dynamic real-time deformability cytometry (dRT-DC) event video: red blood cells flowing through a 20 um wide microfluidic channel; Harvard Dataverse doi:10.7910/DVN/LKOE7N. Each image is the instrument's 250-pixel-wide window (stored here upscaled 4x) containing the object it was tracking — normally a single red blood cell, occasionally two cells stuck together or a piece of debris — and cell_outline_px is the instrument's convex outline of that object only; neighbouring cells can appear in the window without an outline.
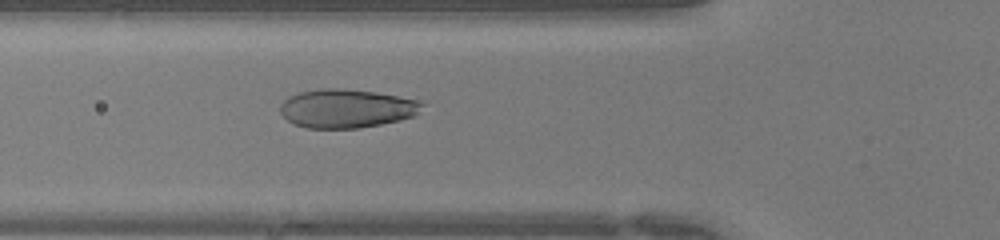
{"species": "human", "species_latin": "Homo sapiens", "temperature_condition": "warm", "stored_images_in_passage": 40, "camera_frame_rate_fps": 3000, "um_per_image_px": 0.085, "donor": {"sex": "female"}, "frame": {"image": 1, "passage_image": 15, "time_ms": 4.667, "image_size_px": [1000, 240], "cell_outline_px": [[424, 104], [416, 116], [400, 120], [360, 128], [308, 128], [292, 124], [280, 112], [280, 104], [288, 96], [300, 92], [320, 88], [340, 88], [376, 92], [420, 100]], "centroid_in_image_um": [29.46, 9.22], "position_along_channel_um": 96.3, "area_um2": 32.19}}
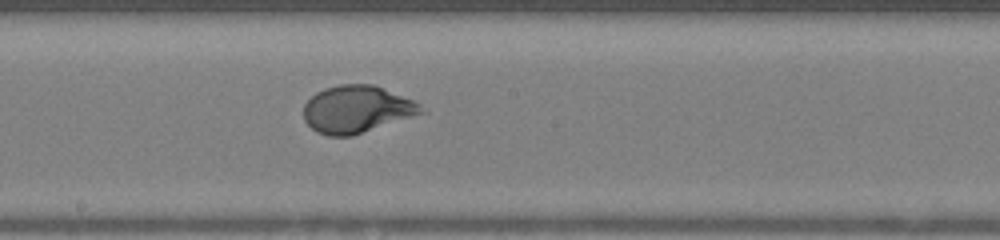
{"frame": {"image": 2, "passage_image": 23, "time_ms": 7.333, "image_size_px": [1000, 240], "cell_outline_px": [[428, 112], [352, 136], [328, 136], [316, 132], [304, 120], [304, 104], [316, 92], [324, 88], [340, 84], [372, 84], [412, 100], [420, 104]], "centroid_in_image_um": [30.33, 9.3], "position_along_channel_um": 217.9, "area_um2": 32.43}}
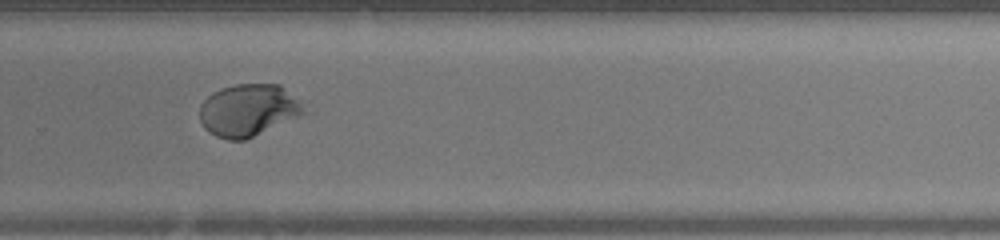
{"frame": {"image": 3, "passage_image": 29, "time_ms": 9.333, "image_size_px": [1000, 240], "cell_outline_px": [[304, 112], [300, 116], [244, 140], [228, 140], [216, 136], [208, 132], [204, 128], [200, 120], [200, 104], [212, 92], [220, 88], [236, 84], [280, 84], [300, 104]], "centroid_in_image_um": [21.03, 9.37], "position_along_channel_um": 308.8, "area_um2": 31.27}}